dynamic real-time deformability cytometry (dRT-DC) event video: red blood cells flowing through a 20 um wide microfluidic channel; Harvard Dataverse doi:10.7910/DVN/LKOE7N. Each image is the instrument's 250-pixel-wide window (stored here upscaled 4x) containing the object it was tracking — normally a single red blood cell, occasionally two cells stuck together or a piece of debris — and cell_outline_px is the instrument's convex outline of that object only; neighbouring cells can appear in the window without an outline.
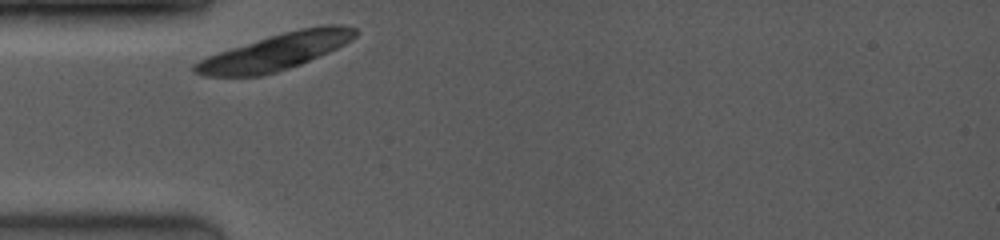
{"species": "common noctule bat (a hibernating species)", "species_latin": "Nyctalus noctula", "temperature_condition": "room temperature", "stored_images_in_passage": 1, "camera_frame_rate_fps": 4000, "um_per_image_px": 0.085, "animal": {"sex": "female", "body_mass_g": 19.0, "forearm_length_mm": 53.3}, "frame": {"image": 1, "passage_image": 1, "time_ms": 0.0, "image_size_px": [1000, 240], "cell_outline_px": [[360, 32], [356, 36], [344, 44], [328, 52], [300, 64], [276, 72], [260, 76], [204, 76], [196, 72], [192, 68], [200, 60], [208, 56], [268, 36], [300, 28], [324, 24], [340, 24], [356, 28]], "centroid_in_image_um": [23.5, 4.38], "position_along_channel_um": 61.5, "area_um2": 33.58}}